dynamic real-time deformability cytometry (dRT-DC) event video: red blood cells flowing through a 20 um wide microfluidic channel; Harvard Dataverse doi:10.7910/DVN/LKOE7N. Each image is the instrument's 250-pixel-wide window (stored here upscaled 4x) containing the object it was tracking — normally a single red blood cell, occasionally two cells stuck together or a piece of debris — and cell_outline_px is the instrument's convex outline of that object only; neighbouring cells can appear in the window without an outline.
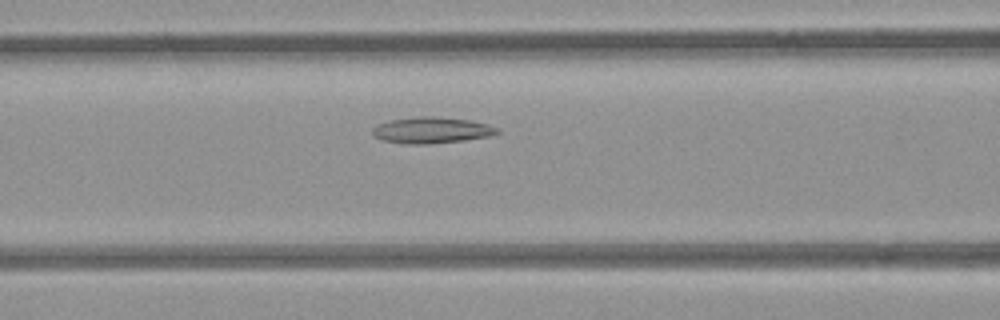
{"species": "common noctule bat (a hibernating species)", "species_latin": "Nyctalus noctula", "temperature_condition": "room temperature", "stored_images_in_passage": 48, "camera_frame_rate_fps": 3000, "um_per_image_px": 0.085, "animal": {"sex": "female", "body_mass_g": 21.9}, "frame": {"image": 1, "passage_image": 16, "time_ms": 5.0, "image_size_px": [1000, 320], "cell_outline_px": [[500, 132], [488, 136], [464, 140], [428, 144], [408, 144], [380, 140], [372, 136], [372, 128], [376, 124], [392, 120], [416, 116], [432, 116], [472, 120], [488, 124], [500, 128]], "centroid_in_image_um": [36.66, 11.06], "position_along_channel_um": 129.9, "area_um2": 19.25}}
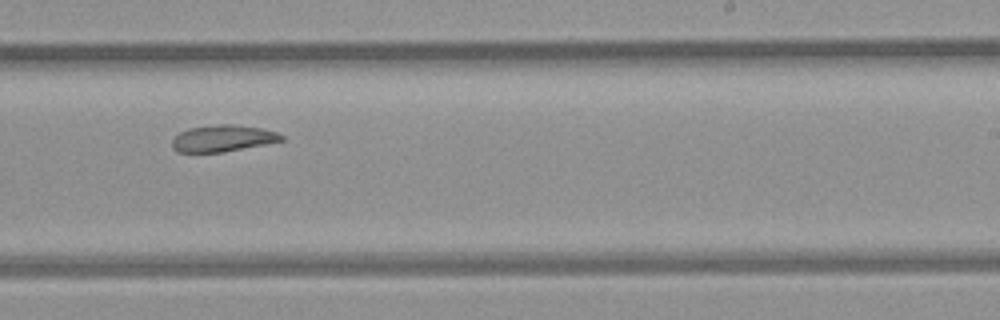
{"frame": {"image": 2, "passage_image": 27, "time_ms": 8.667, "image_size_px": [1000, 320], "cell_outline_px": [[284, 140], [224, 152], [176, 152], [172, 148], [172, 140], [180, 132], [188, 128], [216, 124], [236, 124], [260, 128], [276, 132], [284, 136]], "centroid_in_image_um": [18.91, 11.75], "position_along_channel_um": 270.1, "area_um2": 16.94}}
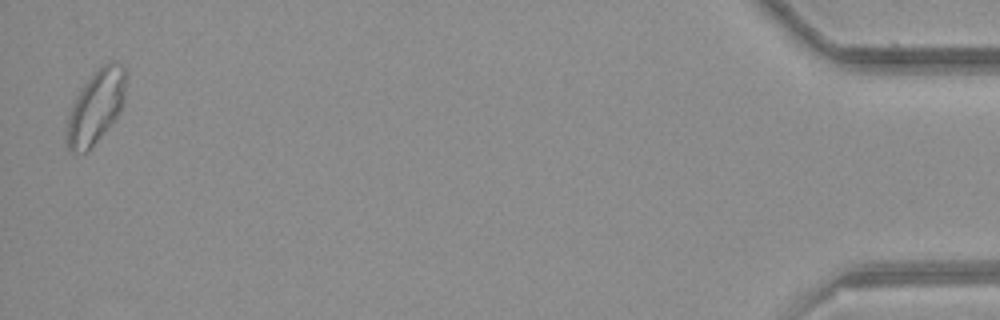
{"frame": {"image": 3, "passage_image": 47, "time_ms": 15.333, "image_size_px": [1000, 320], "cell_outline_px": [[128, 76], [124, 96], [120, 108], [116, 116], [96, 140], [84, 152], [68, 152], [64, 148], [64, 136], [68, 116], [72, 104], [80, 88], [92, 72], [108, 60], [116, 60], [128, 68]], "centroid_in_image_um": [8.12, 8.99], "position_along_channel_um": 427.1, "area_um2": 25.78}, "authors_computed_cell_mechanics": {"area_um2": 19.7387, "velocity_mm_per_s": 3.8309, "shape_relaxation_time_tau1_ms": null, "shape_relaxation_time_tau2_ms": 5.6773, "deformation_change_tau1": null, "deformation_change_tau2": 0.1093}}